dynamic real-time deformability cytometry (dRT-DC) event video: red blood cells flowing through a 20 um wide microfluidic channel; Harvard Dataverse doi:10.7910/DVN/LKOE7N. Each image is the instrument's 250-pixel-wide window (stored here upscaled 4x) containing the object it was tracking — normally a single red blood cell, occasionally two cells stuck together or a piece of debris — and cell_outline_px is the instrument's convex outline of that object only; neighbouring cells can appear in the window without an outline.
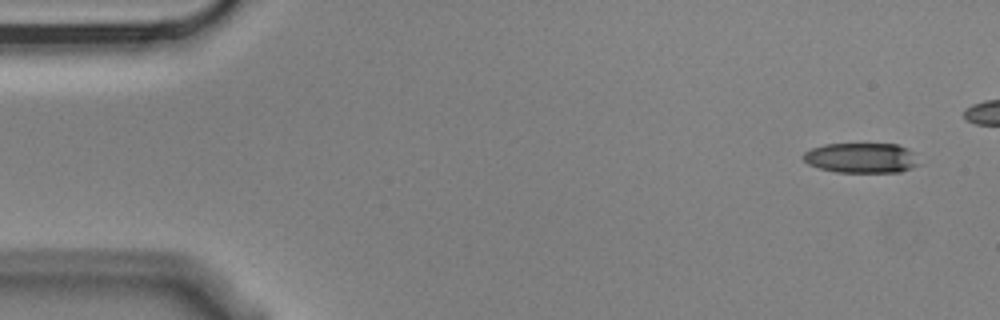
{"species": "Egyptian fruit bat (a non-hibernating species)", "species_latin": "Rousettus aegyptiacus", "temperature_condition": "cold", "stored_images_in_passage": 5, "camera_frame_rate_fps": 3000, "um_per_image_px": 0.085, "animal": {"sex": "male"}, "frame": {"image": 1, "passage_image": 1, "time_ms": 0.0, "image_size_px": [1000, 320], "cell_outline_px": [[920, 164], [912, 168], [900, 172], [836, 172], [820, 168], [808, 164], [800, 156], [804, 152], [812, 148], [824, 144], [896, 144], [908, 148], [912, 152]], "centroid_in_image_um": [73.2, 13.42], "position_along_channel_um": 11.8, "area_um2": 20.35}}